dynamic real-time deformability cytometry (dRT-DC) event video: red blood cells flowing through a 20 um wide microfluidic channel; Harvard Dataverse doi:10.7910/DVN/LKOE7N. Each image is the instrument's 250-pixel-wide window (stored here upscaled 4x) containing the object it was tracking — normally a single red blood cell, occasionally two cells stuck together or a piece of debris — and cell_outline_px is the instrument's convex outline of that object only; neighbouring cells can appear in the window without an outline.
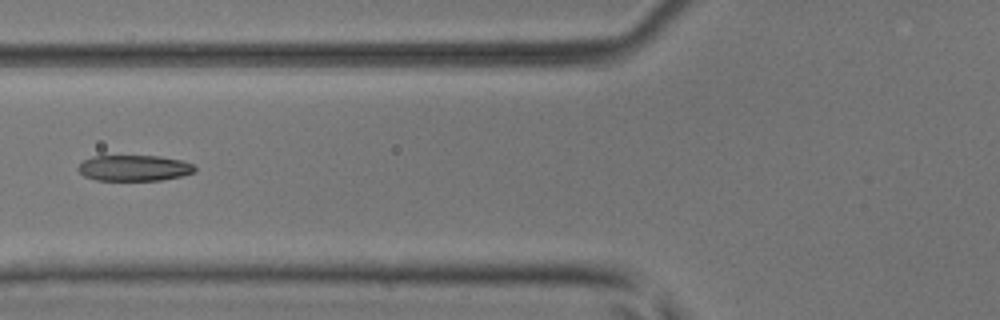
{"species": "common noctule bat (a hibernating species)", "species_latin": "Nyctalus noctula", "temperature_condition": "room temperature", "stored_images_in_passage": 7, "camera_frame_rate_fps": 3000, "um_per_image_px": 0.085, "animal": {"sex": "male", "body_mass_g": 17.9, "forearm_length_mm": 54.2}, "frame": {"image": 1, "passage_image": 6, "time_ms": 1.667, "image_size_px": [1000, 320], "cell_outline_px": [[196, 172], [180, 176], [160, 180], [96, 180], [84, 176], [76, 168], [84, 160], [92, 156], [160, 156], [180, 160], [192, 164], [196, 168]], "centroid_in_image_um": [11.39, 14.28], "position_along_channel_um": 114.4, "area_um2": 17.51}}
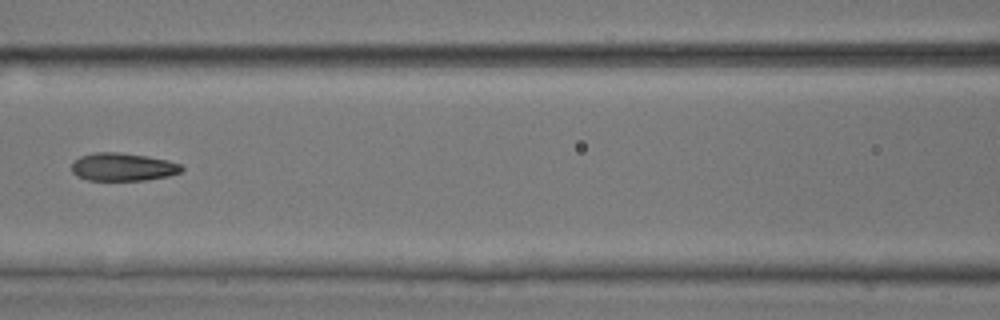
{"frame": {"image": 2, "passage_image": 7, "time_ms": 2.0, "image_size_px": [1000, 320], "cell_outline_px": [[184, 168], [180, 172], [168, 176], [144, 180], [88, 180], [76, 176], [72, 172], [72, 164], [80, 156], [96, 152], [120, 152], [148, 156], [168, 160], [180, 164]], "centroid_in_image_um": [10.44, 14.18], "position_along_channel_um": 156.2, "area_um2": 17.92}}